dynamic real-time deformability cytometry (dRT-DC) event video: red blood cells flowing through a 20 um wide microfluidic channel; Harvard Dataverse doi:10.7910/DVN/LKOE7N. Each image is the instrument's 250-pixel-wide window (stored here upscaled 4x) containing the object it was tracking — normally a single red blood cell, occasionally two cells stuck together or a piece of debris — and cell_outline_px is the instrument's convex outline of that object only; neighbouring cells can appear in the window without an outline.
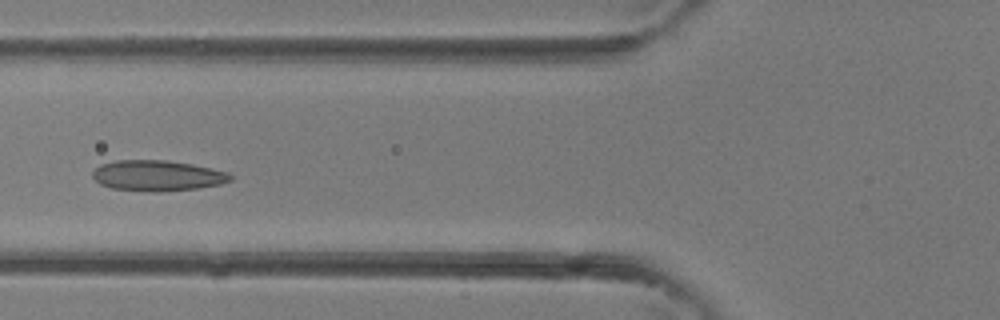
{"species": "common noctule bat (a hibernating species)", "species_latin": "Nyctalus noctula", "temperature_condition": "room temperature", "stored_images_in_passage": 5, "camera_frame_rate_fps": 3000, "um_per_image_px": 0.085, "animal": {"sex": "female"}, "frame": {"image": 1, "passage_image": 5, "time_ms": 1.333, "image_size_px": [1000, 320], "cell_outline_px": [[232, 180], [220, 184], [200, 188], [160, 192], [152, 192], [112, 188], [100, 184], [92, 176], [92, 172], [100, 164], [116, 160], [168, 160], [192, 164], [212, 168], [228, 172], [232, 176]], "centroid_in_image_um": [13.39, 14.93], "position_along_channel_um": 112.4, "area_um2": 24.8}}